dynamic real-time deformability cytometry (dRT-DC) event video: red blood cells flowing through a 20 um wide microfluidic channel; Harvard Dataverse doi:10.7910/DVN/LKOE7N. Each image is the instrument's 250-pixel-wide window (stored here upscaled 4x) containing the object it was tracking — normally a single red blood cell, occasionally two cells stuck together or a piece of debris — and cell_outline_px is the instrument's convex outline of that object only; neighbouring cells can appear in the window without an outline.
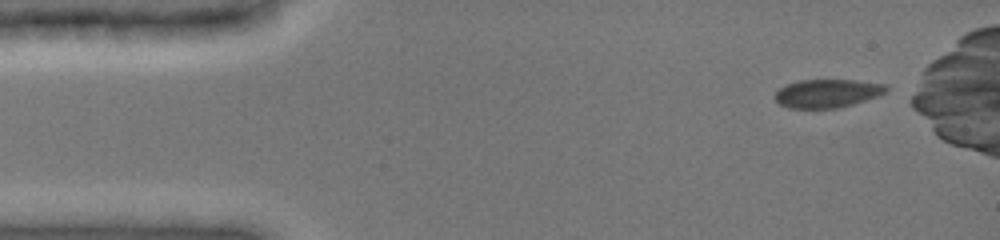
{"species": "common noctule bat (a hibernating species)", "species_latin": "Nyctalus noctula", "temperature_condition": "cold", "stored_images_in_passage": 44, "camera_frame_rate_fps": 3000, "um_per_image_px": 0.085, "animal": {"sex": "female", "body_mass_g": 19.0, "forearm_length_mm": 51.5}, "frame": {"image": 1, "passage_image": 1, "time_ms": 0.0, "image_size_px": [1000, 240], "cell_outline_px": [[888, 88], [884, 92], [876, 96], [852, 104], [836, 108], [788, 108], [780, 104], [772, 96], [780, 88], [788, 84], [800, 80], [856, 80], [888, 84]], "centroid_in_image_um": [70.3, 7.93], "position_along_channel_um": 14.7, "area_um2": 18.26}}
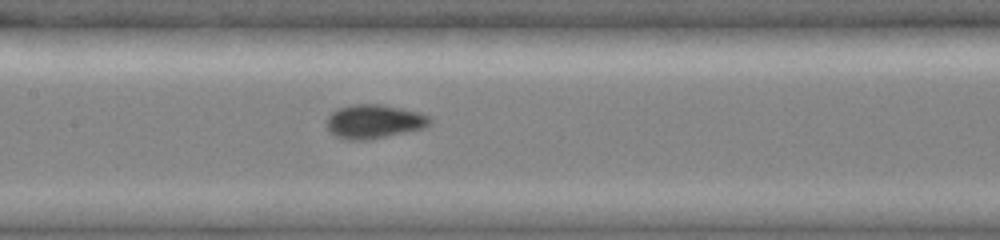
{"frame": {"image": 2, "passage_image": 20, "time_ms": 6.333, "image_size_px": [1000, 240], "cell_outline_px": [[432, 124], [424, 128], [364, 140], [344, 140], [328, 132], [324, 124], [328, 116], [336, 108], [352, 104], [380, 104], [420, 112], [432, 116]], "centroid_in_image_um": [31.76, 10.32], "position_along_channel_um": 175.6, "area_um2": 20.69}}
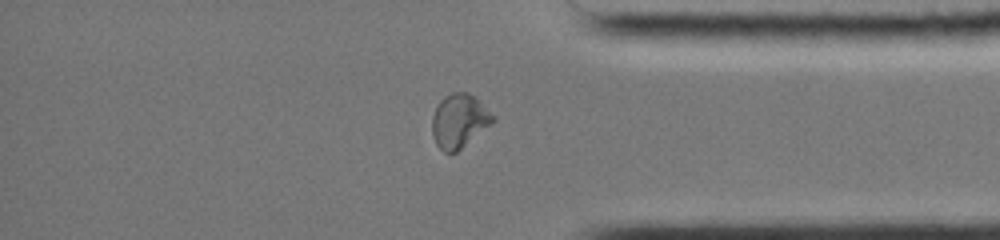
{"frame": {"image": 3, "passage_image": 37, "time_ms": 12.0, "image_size_px": [1000, 240], "cell_outline_px": [[496, 120], [492, 124], [456, 152], [444, 152], [436, 144], [432, 132], [432, 116], [440, 100], [444, 96], [452, 92], [468, 92], [496, 116]], "centroid_in_image_um": [39.04, 10.27], "position_along_channel_um": 396.2, "area_um2": 18.96}}